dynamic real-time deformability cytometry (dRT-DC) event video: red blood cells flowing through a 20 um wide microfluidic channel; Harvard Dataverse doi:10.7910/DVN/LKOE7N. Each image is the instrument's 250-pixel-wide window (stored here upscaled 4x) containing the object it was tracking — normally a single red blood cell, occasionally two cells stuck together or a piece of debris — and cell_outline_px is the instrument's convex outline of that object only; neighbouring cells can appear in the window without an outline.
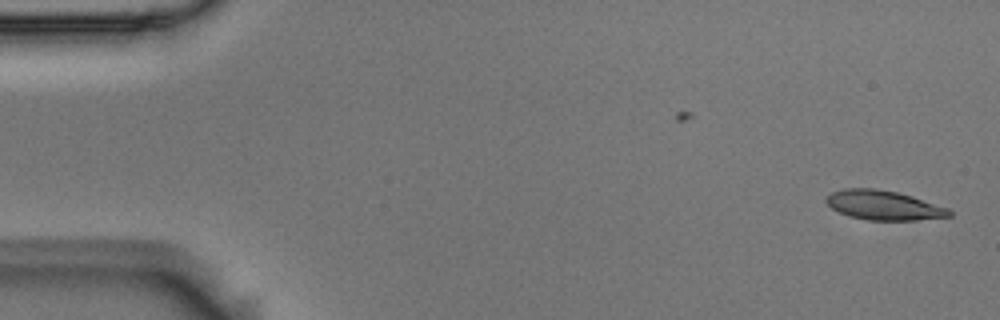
{"species": "Egyptian fruit bat (a non-hibernating species)", "species_latin": "Rousettus aegyptiacus", "temperature_condition": "room temperature", "stored_images_in_passage": 54, "camera_frame_rate_fps": 3000, "um_per_image_px": 0.085, "animal": {"sex": "male"}, "frame": {"image": 1, "passage_image": 1, "time_ms": 0.0, "image_size_px": [1000, 320], "cell_outline_px": [[952, 216], [916, 220], [868, 220], [852, 216], [840, 212], [832, 208], [824, 200], [832, 192], [844, 188], [876, 188], [896, 192], [912, 196], [948, 208], [952, 212]], "centroid_in_image_um": [75.12, 17.44], "position_along_channel_um": 9.9, "area_um2": 20.92}}
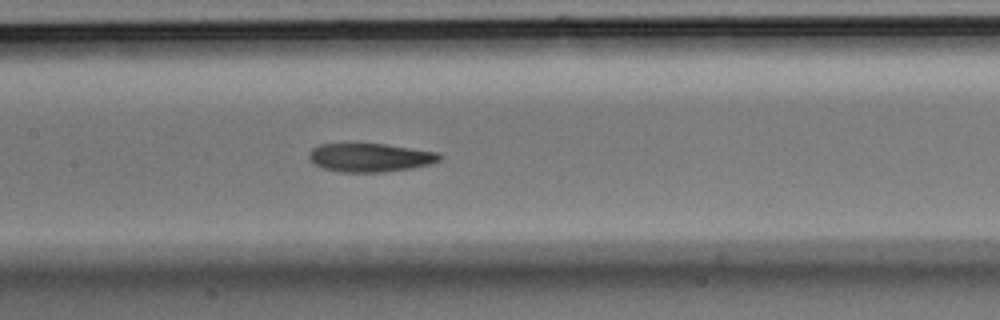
{"frame": {"image": 2, "passage_image": 25, "time_ms": 8.0, "image_size_px": [1000, 320], "cell_outline_px": [[444, 156], [440, 160], [428, 164], [412, 168], [384, 172], [340, 172], [324, 168], [316, 164], [308, 156], [308, 152], [312, 148], [320, 144], [384, 144], [436, 152]], "centroid_in_image_um": [31.46, 13.39], "position_along_channel_um": 175.9, "area_um2": 21.5}}
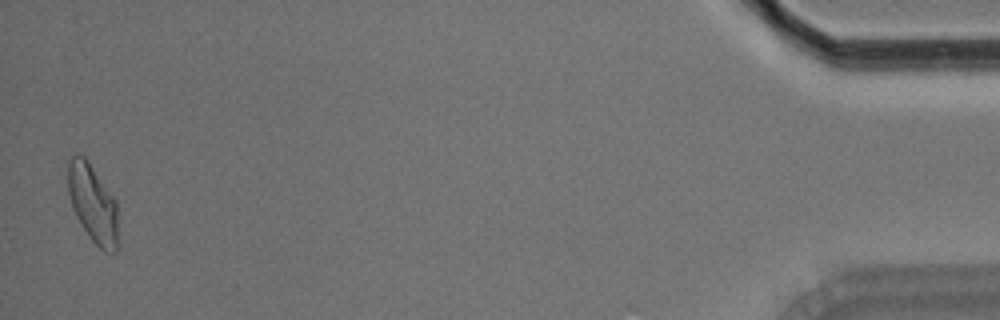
{"frame": {"image": 3, "passage_image": 53, "time_ms": 17.333, "image_size_px": [1000, 320], "cell_outline_px": [[120, 244], [116, 252], [104, 252], [88, 236], [76, 216], [72, 208], [68, 192], [68, 160], [76, 152], [84, 156], [88, 160], [116, 200], [120, 240]], "centroid_in_image_um": [7.93, 17.33], "position_along_channel_um": 427.3, "area_um2": 23.47}, "authors_computed_cell_mechanics": {"area_um2": 21.9351, "velocity_mm_per_s": 3.6592, "shape_relaxation_time_tau1_ms": 8.7515, "shape_relaxation_time_tau2_ms": 2.3455, "deformation_change_tau1": 0.2264, "deformation_change_tau2": 0.1009}}